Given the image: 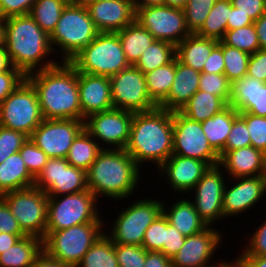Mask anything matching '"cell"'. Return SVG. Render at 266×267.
<instances>
[{"mask_svg": "<svg viewBox=\"0 0 266 267\" xmlns=\"http://www.w3.org/2000/svg\"><path fill=\"white\" fill-rule=\"evenodd\" d=\"M70 0H36L30 15L49 36L54 31L64 7Z\"/></svg>", "mask_w": 266, "mask_h": 267, "instance_id": "obj_39", "label": "cell"}, {"mask_svg": "<svg viewBox=\"0 0 266 267\" xmlns=\"http://www.w3.org/2000/svg\"><path fill=\"white\" fill-rule=\"evenodd\" d=\"M209 165L202 161L190 157H183L172 154L167 161H165L157 172L167 179V184L176 193L190 192L198 181L202 178L204 173L209 169ZM181 191V192H180Z\"/></svg>", "mask_w": 266, "mask_h": 267, "instance_id": "obj_22", "label": "cell"}, {"mask_svg": "<svg viewBox=\"0 0 266 267\" xmlns=\"http://www.w3.org/2000/svg\"><path fill=\"white\" fill-rule=\"evenodd\" d=\"M234 260L241 267H266V256H238Z\"/></svg>", "mask_w": 266, "mask_h": 267, "instance_id": "obj_60", "label": "cell"}, {"mask_svg": "<svg viewBox=\"0 0 266 267\" xmlns=\"http://www.w3.org/2000/svg\"><path fill=\"white\" fill-rule=\"evenodd\" d=\"M222 267H241L235 260L231 259L229 262H227Z\"/></svg>", "mask_w": 266, "mask_h": 267, "instance_id": "obj_68", "label": "cell"}, {"mask_svg": "<svg viewBox=\"0 0 266 267\" xmlns=\"http://www.w3.org/2000/svg\"><path fill=\"white\" fill-rule=\"evenodd\" d=\"M84 5L99 32L116 33L136 20L133 0H102Z\"/></svg>", "mask_w": 266, "mask_h": 267, "instance_id": "obj_21", "label": "cell"}, {"mask_svg": "<svg viewBox=\"0 0 266 267\" xmlns=\"http://www.w3.org/2000/svg\"><path fill=\"white\" fill-rule=\"evenodd\" d=\"M26 235L45 238L47 226L48 195L32 186L10 191L0 196Z\"/></svg>", "mask_w": 266, "mask_h": 267, "instance_id": "obj_11", "label": "cell"}, {"mask_svg": "<svg viewBox=\"0 0 266 267\" xmlns=\"http://www.w3.org/2000/svg\"><path fill=\"white\" fill-rule=\"evenodd\" d=\"M197 2H209V1H216V0H196Z\"/></svg>", "mask_w": 266, "mask_h": 267, "instance_id": "obj_70", "label": "cell"}, {"mask_svg": "<svg viewBox=\"0 0 266 267\" xmlns=\"http://www.w3.org/2000/svg\"><path fill=\"white\" fill-rule=\"evenodd\" d=\"M13 68L11 59L4 45L0 46V72L9 71Z\"/></svg>", "mask_w": 266, "mask_h": 267, "instance_id": "obj_64", "label": "cell"}, {"mask_svg": "<svg viewBox=\"0 0 266 267\" xmlns=\"http://www.w3.org/2000/svg\"><path fill=\"white\" fill-rule=\"evenodd\" d=\"M198 90L216 95L230 104V81L224 74L202 72Z\"/></svg>", "mask_w": 266, "mask_h": 267, "instance_id": "obj_43", "label": "cell"}, {"mask_svg": "<svg viewBox=\"0 0 266 267\" xmlns=\"http://www.w3.org/2000/svg\"><path fill=\"white\" fill-rule=\"evenodd\" d=\"M69 63L79 73L111 77L130 67L117 33L100 32Z\"/></svg>", "mask_w": 266, "mask_h": 267, "instance_id": "obj_6", "label": "cell"}, {"mask_svg": "<svg viewBox=\"0 0 266 267\" xmlns=\"http://www.w3.org/2000/svg\"><path fill=\"white\" fill-rule=\"evenodd\" d=\"M224 75L231 82L247 75L250 54L223 42Z\"/></svg>", "mask_w": 266, "mask_h": 267, "instance_id": "obj_40", "label": "cell"}, {"mask_svg": "<svg viewBox=\"0 0 266 267\" xmlns=\"http://www.w3.org/2000/svg\"><path fill=\"white\" fill-rule=\"evenodd\" d=\"M5 21L0 17V46L4 45Z\"/></svg>", "mask_w": 266, "mask_h": 267, "instance_id": "obj_67", "label": "cell"}, {"mask_svg": "<svg viewBox=\"0 0 266 267\" xmlns=\"http://www.w3.org/2000/svg\"><path fill=\"white\" fill-rule=\"evenodd\" d=\"M185 238L165 216V242L160 252L172 258L183 246Z\"/></svg>", "mask_w": 266, "mask_h": 267, "instance_id": "obj_52", "label": "cell"}, {"mask_svg": "<svg viewBox=\"0 0 266 267\" xmlns=\"http://www.w3.org/2000/svg\"><path fill=\"white\" fill-rule=\"evenodd\" d=\"M34 186L48 196L78 193L88 190L87 172L70 165L66 158H49Z\"/></svg>", "mask_w": 266, "mask_h": 267, "instance_id": "obj_16", "label": "cell"}, {"mask_svg": "<svg viewBox=\"0 0 266 267\" xmlns=\"http://www.w3.org/2000/svg\"><path fill=\"white\" fill-rule=\"evenodd\" d=\"M36 0H0V17L30 14Z\"/></svg>", "mask_w": 266, "mask_h": 267, "instance_id": "obj_54", "label": "cell"}, {"mask_svg": "<svg viewBox=\"0 0 266 267\" xmlns=\"http://www.w3.org/2000/svg\"><path fill=\"white\" fill-rule=\"evenodd\" d=\"M121 41L125 57L130 65H135L142 53L156 39L138 21H134L116 32Z\"/></svg>", "mask_w": 266, "mask_h": 267, "instance_id": "obj_31", "label": "cell"}, {"mask_svg": "<svg viewBox=\"0 0 266 267\" xmlns=\"http://www.w3.org/2000/svg\"><path fill=\"white\" fill-rule=\"evenodd\" d=\"M35 88L44 119L82 120L78 72L69 62L26 75Z\"/></svg>", "mask_w": 266, "mask_h": 267, "instance_id": "obj_1", "label": "cell"}, {"mask_svg": "<svg viewBox=\"0 0 266 267\" xmlns=\"http://www.w3.org/2000/svg\"><path fill=\"white\" fill-rule=\"evenodd\" d=\"M27 139L28 136L21 131L0 126V164L12 154L19 152Z\"/></svg>", "mask_w": 266, "mask_h": 267, "instance_id": "obj_47", "label": "cell"}, {"mask_svg": "<svg viewBox=\"0 0 266 267\" xmlns=\"http://www.w3.org/2000/svg\"><path fill=\"white\" fill-rule=\"evenodd\" d=\"M113 107L148 112L158 107L147 91L145 75L134 65L109 77Z\"/></svg>", "mask_w": 266, "mask_h": 267, "instance_id": "obj_14", "label": "cell"}, {"mask_svg": "<svg viewBox=\"0 0 266 267\" xmlns=\"http://www.w3.org/2000/svg\"><path fill=\"white\" fill-rule=\"evenodd\" d=\"M82 4H85V3H92V2H97V1H102V0H76Z\"/></svg>", "mask_w": 266, "mask_h": 267, "instance_id": "obj_69", "label": "cell"}, {"mask_svg": "<svg viewBox=\"0 0 266 267\" xmlns=\"http://www.w3.org/2000/svg\"><path fill=\"white\" fill-rule=\"evenodd\" d=\"M222 41L231 47L253 54L260 49L254 23L234 30H226Z\"/></svg>", "mask_w": 266, "mask_h": 267, "instance_id": "obj_41", "label": "cell"}, {"mask_svg": "<svg viewBox=\"0 0 266 267\" xmlns=\"http://www.w3.org/2000/svg\"><path fill=\"white\" fill-rule=\"evenodd\" d=\"M200 76V72L185 66L176 58L174 82L167 98L158 107L171 112L180 111L198 91Z\"/></svg>", "mask_w": 266, "mask_h": 267, "instance_id": "obj_26", "label": "cell"}, {"mask_svg": "<svg viewBox=\"0 0 266 267\" xmlns=\"http://www.w3.org/2000/svg\"><path fill=\"white\" fill-rule=\"evenodd\" d=\"M219 156V166L229 179L266 175V154L253 146L221 151Z\"/></svg>", "mask_w": 266, "mask_h": 267, "instance_id": "obj_24", "label": "cell"}, {"mask_svg": "<svg viewBox=\"0 0 266 267\" xmlns=\"http://www.w3.org/2000/svg\"><path fill=\"white\" fill-rule=\"evenodd\" d=\"M218 44V40L191 33L176 46V58L185 66L202 73L204 64Z\"/></svg>", "mask_w": 266, "mask_h": 267, "instance_id": "obj_28", "label": "cell"}, {"mask_svg": "<svg viewBox=\"0 0 266 267\" xmlns=\"http://www.w3.org/2000/svg\"><path fill=\"white\" fill-rule=\"evenodd\" d=\"M119 267H144L146 249L143 246L115 244Z\"/></svg>", "mask_w": 266, "mask_h": 267, "instance_id": "obj_46", "label": "cell"}, {"mask_svg": "<svg viewBox=\"0 0 266 267\" xmlns=\"http://www.w3.org/2000/svg\"><path fill=\"white\" fill-rule=\"evenodd\" d=\"M224 68L223 41L221 40L209 55L202 72L224 74Z\"/></svg>", "mask_w": 266, "mask_h": 267, "instance_id": "obj_57", "label": "cell"}, {"mask_svg": "<svg viewBox=\"0 0 266 267\" xmlns=\"http://www.w3.org/2000/svg\"><path fill=\"white\" fill-rule=\"evenodd\" d=\"M188 0H164V4L171 7L183 9Z\"/></svg>", "mask_w": 266, "mask_h": 267, "instance_id": "obj_66", "label": "cell"}, {"mask_svg": "<svg viewBox=\"0 0 266 267\" xmlns=\"http://www.w3.org/2000/svg\"><path fill=\"white\" fill-rule=\"evenodd\" d=\"M76 267H119L115 244L105 232L90 247Z\"/></svg>", "mask_w": 266, "mask_h": 267, "instance_id": "obj_38", "label": "cell"}, {"mask_svg": "<svg viewBox=\"0 0 266 267\" xmlns=\"http://www.w3.org/2000/svg\"><path fill=\"white\" fill-rule=\"evenodd\" d=\"M125 150L141 169L143 163L158 169L173 153V112L159 107L133 112Z\"/></svg>", "mask_w": 266, "mask_h": 267, "instance_id": "obj_2", "label": "cell"}, {"mask_svg": "<svg viewBox=\"0 0 266 267\" xmlns=\"http://www.w3.org/2000/svg\"><path fill=\"white\" fill-rule=\"evenodd\" d=\"M78 89L82 121L91 114L114 108L109 77L78 72Z\"/></svg>", "mask_w": 266, "mask_h": 267, "instance_id": "obj_23", "label": "cell"}, {"mask_svg": "<svg viewBox=\"0 0 266 267\" xmlns=\"http://www.w3.org/2000/svg\"><path fill=\"white\" fill-rule=\"evenodd\" d=\"M0 233L18 235L20 238L26 234L20 228L17 219L13 216L7 203L0 197Z\"/></svg>", "mask_w": 266, "mask_h": 267, "instance_id": "obj_53", "label": "cell"}, {"mask_svg": "<svg viewBox=\"0 0 266 267\" xmlns=\"http://www.w3.org/2000/svg\"><path fill=\"white\" fill-rule=\"evenodd\" d=\"M43 120L37 92L27 79L0 103V126L4 128L30 137Z\"/></svg>", "mask_w": 266, "mask_h": 267, "instance_id": "obj_10", "label": "cell"}, {"mask_svg": "<svg viewBox=\"0 0 266 267\" xmlns=\"http://www.w3.org/2000/svg\"><path fill=\"white\" fill-rule=\"evenodd\" d=\"M219 165L220 156L211 147L202 130L201 122L189 119L179 111L173 112V153Z\"/></svg>", "mask_w": 266, "mask_h": 267, "instance_id": "obj_12", "label": "cell"}, {"mask_svg": "<svg viewBox=\"0 0 266 267\" xmlns=\"http://www.w3.org/2000/svg\"><path fill=\"white\" fill-rule=\"evenodd\" d=\"M238 115L239 112L233 106L228 105L212 118L201 122L209 144L218 154L224 149L233 121Z\"/></svg>", "mask_w": 266, "mask_h": 267, "instance_id": "obj_32", "label": "cell"}, {"mask_svg": "<svg viewBox=\"0 0 266 267\" xmlns=\"http://www.w3.org/2000/svg\"><path fill=\"white\" fill-rule=\"evenodd\" d=\"M230 12V0H216L204 24L195 34L199 37L221 41L227 30L226 24Z\"/></svg>", "mask_w": 266, "mask_h": 267, "instance_id": "obj_36", "label": "cell"}, {"mask_svg": "<svg viewBox=\"0 0 266 267\" xmlns=\"http://www.w3.org/2000/svg\"><path fill=\"white\" fill-rule=\"evenodd\" d=\"M221 232L222 230L219 232L217 227L215 229V227L208 226L198 234L187 236L181 249L171 258L172 267H222L225 265L228 259L221 258V261L217 260L212 263L213 255L223 244Z\"/></svg>", "mask_w": 266, "mask_h": 267, "instance_id": "obj_17", "label": "cell"}, {"mask_svg": "<svg viewBox=\"0 0 266 267\" xmlns=\"http://www.w3.org/2000/svg\"><path fill=\"white\" fill-rule=\"evenodd\" d=\"M223 172L219 165L209 167L190 191L194 192L191 200L194 199L192 202L196 211L208 226H215V222L224 219L223 194L227 179Z\"/></svg>", "mask_w": 266, "mask_h": 267, "instance_id": "obj_19", "label": "cell"}, {"mask_svg": "<svg viewBox=\"0 0 266 267\" xmlns=\"http://www.w3.org/2000/svg\"><path fill=\"white\" fill-rule=\"evenodd\" d=\"M230 2L253 21L258 20L266 12L264 0H230Z\"/></svg>", "mask_w": 266, "mask_h": 267, "instance_id": "obj_56", "label": "cell"}, {"mask_svg": "<svg viewBox=\"0 0 266 267\" xmlns=\"http://www.w3.org/2000/svg\"><path fill=\"white\" fill-rule=\"evenodd\" d=\"M175 58V45L166 41L155 40L142 53L140 59L134 66L143 73H148L172 62Z\"/></svg>", "mask_w": 266, "mask_h": 267, "instance_id": "obj_37", "label": "cell"}, {"mask_svg": "<svg viewBox=\"0 0 266 267\" xmlns=\"http://www.w3.org/2000/svg\"><path fill=\"white\" fill-rule=\"evenodd\" d=\"M4 21V46L13 67L27 75L54 67L60 62L55 58V61L51 60V57L48 60L49 56L54 55L50 36L40 28L30 14L7 17Z\"/></svg>", "mask_w": 266, "mask_h": 267, "instance_id": "obj_3", "label": "cell"}, {"mask_svg": "<svg viewBox=\"0 0 266 267\" xmlns=\"http://www.w3.org/2000/svg\"><path fill=\"white\" fill-rule=\"evenodd\" d=\"M132 119L133 112L112 108L89 115L84 121V129L102 149H125Z\"/></svg>", "mask_w": 266, "mask_h": 267, "instance_id": "obj_13", "label": "cell"}, {"mask_svg": "<svg viewBox=\"0 0 266 267\" xmlns=\"http://www.w3.org/2000/svg\"><path fill=\"white\" fill-rule=\"evenodd\" d=\"M176 58L155 70L144 73L150 98L159 106L168 96L174 82Z\"/></svg>", "mask_w": 266, "mask_h": 267, "instance_id": "obj_35", "label": "cell"}, {"mask_svg": "<svg viewBox=\"0 0 266 267\" xmlns=\"http://www.w3.org/2000/svg\"><path fill=\"white\" fill-rule=\"evenodd\" d=\"M135 9L136 21L156 40L166 41L177 46L191 34L186 26L184 10L181 8L164 4Z\"/></svg>", "mask_w": 266, "mask_h": 267, "instance_id": "obj_15", "label": "cell"}, {"mask_svg": "<svg viewBox=\"0 0 266 267\" xmlns=\"http://www.w3.org/2000/svg\"><path fill=\"white\" fill-rule=\"evenodd\" d=\"M99 33L86 6L76 0H70L50 35V43L53 52L62 53L61 62H69Z\"/></svg>", "mask_w": 266, "mask_h": 267, "instance_id": "obj_5", "label": "cell"}, {"mask_svg": "<svg viewBox=\"0 0 266 267\" xmlns=\"http://www.w3.org/2000/svg\"><path fill=\"white\" fill-rule=\"evenodd\" d=\"M227 179L230 187L226 183L223 194L224 220L231 216L239 217V214L251 210V207L260 203L259 201L266 196V175L232 178L230 180L235 183L232 185L229 178Z\"/></svg>", "mask_w": 266, "mask_h": 267, "instance_id": "obj_20", "label": "cell"}, {"mask_svg": "<svg viewBox=\"0 0 266 267\" xmlns=\"http://www.w3.org/2000/svg\"><path fill=\"white\" fill-rule=\"evenodd\" d=\"M98 201L89 189L67 195L48 196L45 232L58 231L84 223H104L102 215H99L102 212L98 207L100 203Z\"/></svg>", "mask_w": 266, "mask_h": 267, "instance_id": "obj_8", "label": "cell"}, {"mask_svg": "<svg viewBox=\"0 0 266 267\" xmlns=\"http://www.w3.org/2000/svg\"><path fill=\"white\" fill-rule=\"evenodd\" d=\"M165 242V215L163 212L146 229L142 246L146 251L162 250Z\"/></svg>", "mask_w": 266, "mask_h": 267, "instance_id": "obj_48", "label": "cell"}, {"mask_svg": "<svg viewBox=\"0 0 266 267\" xmlns=\"http://www.w3.org/2000/svg\"><path fill=\"white\" fill-rule=\"evenodd\" d=\"M260 49H266V12L256 21H254Z\"/></svg>", "mask_w": 266, "mask_h": 267, "instance_id": "obj_62", "label": "cell"}, {"mask_svg": "<svg viewBox=\"0 0 266 267\" xmlns=\"http://www.w3.org/2000/svg\"><path fill=\"white\" fill-rule=\"evenodd\" d=\"M247 76L266 83V49L250 54Z\"/></svg>", "mask_w": 266, "mask_h": 267, "instance_id": "obj_55", "label": "cell"}, {"mask_svg": "<svg viewBox=\"0 0 266 267\" xmlns=\"http://www.w3.org/2000/svg\"><path fill=\"white\" fill-rule=\"evenodd\" d=\"M163 201L136 199L121 211L105 234L114 244L142 246L146 229L162 213ZM109 233H107V232Z\"/></svg>", "mask_w": 266, "mask_h": 267, "instance_id": "obj_9", "label": "cell"}, {"mask_svg": "<svg viewBox=\"0 0 266 267\" xmlns=\"http://www.w3.org/2000/svg\"><path fill=\"white\" fill-rule=\"evenodd\" d=\"M135 8L164 5V0H133Z\"/></svg>", "mask_w": 266, "mask_h": 267, "instance_id": "obj_65", "label": "cell"}, {"mask_svg": "<svg viewBox=\"0 0 266 267\" xmlns=\"http://www.w3.org/2000/svg\"><path fill=\"white\" fill-rule=\"evenodd\" d=\"M26 75L18 68L0 72V103H2L24 80Z\"/></svg>", "mask_w": 266, "mask_h": 267, "instance_id": "obj_51", "label": "cell"}, {"mask_svg": "<svg viewBox=\"0 0 266 267\" xmlns=\"http://www.w3.org/2000/svg\"><path fill=\"white\" fill-rule=\"evenodd\" d=\"M144 267H172L171 258L165 256L162 252L146 251Z\"/></svg>", "mask_w": 266, "mask_h": 267, "instance_id": "obj_59", "label": "cell"}, {"mask_svg": "<svg viewBox=\"0 0 266 267\" xmlns=\"http://www.w3.org/2000/svg\"><path fill=\"white\" fill-rule=\"evenodd\" d=\"M239 116L246 122L251 146L266 154V117L247 112H239Z\"/></svg>", "mask_w": 266, "mask_h": 267, "instance_id": "obj_45", "label": "cell"}, {"mask_svg": "<svg viewBox=\"0 0 266 267\" xmlns=\"http://www.w3.org/2000/svg\"><path fill=\"white\" fill-rule=\"evenodd\" d=\"M227 106L228 104L220 97L198 90L179 112L191 120L203 122Z\"/></svg>", "mask_w": 266, "mask_h": 267, "instance_id": "obj_33", "label": "cell"}, {"mask_svg": "<svg viewBox=\"0 0 266 267\" xmlns=\"http://www.w3.org/2000/svg\"><path fill=\"white\" fill-rule=\"evenodd\" d=\"M19 239L18 235L0 233V254L13 246Z\"/></svg>", "mask_w": 266, "mask_h": 267, "instance_id": "obj_63", "label": "cell"}, {"mask_svg": "<svg viewBox=\"0 0 266 267\" xmlns=\"http://www.w3.org/2000/svg\"><path fill=\"white\" fill-rule=\"evenodd\" d=\"M21 158L23 159L27 170L36 178L37 175L43 170L49 157L41 150L30 137L23 143L19 150Z\"/></svg>", "mask_w": 266, "mask_h": 267, "instance_id": "obj_42", "label": "cell"}, {"mask_svg": "<svg viewBox=\"0 0 266 267\" xmlns=\"http://www.w3.org/2000/svg\"><path fill=\"white\" fill-rule=\"evenodd\" d=\"M42 252L43 239L26 235L0 254V267H31Z\"/></svg>", "mask_w": 266, "mask_h": 267, "instance_id": "obj_29", "label": "cell"}, {"mask_svg": "<svg viewBox=\"0 0 266 267\" xmlns=\"http://www.w3.org/2000/svg\"><path fill=\"white\" fill-rule=\"evenodd\" d=\"M248 238L247 245L238 256H266V218Z\"/></svg>", "mask_w": 266, "mask_h": 267, "instance_id": "obj_50", "label": "cell"}, {"mask_svg": "<svg viewBox=\"0 0 266 267\" xmlns=\"http://www.w3.org/2000/svg\"><path fill=\"white\" fill-rule=\"evenodd\" d=\"M162 212L182 235L192 236L202 232L208 224L199 216L191 199H176L171 206L163 202Z\"/></svg>", "mask_w": 266, "mask_h": 267, "instance_id": "obj_27", "label": "cell"}, {"mask_svg": "<svg viewBox=\"0 0 266 267\" xmlns=\"http://www.w3.org/2000/svg\"><path fill=\"white\" fill-rule=\"evenodd\" d=\"M104 223H84L45 232L43 251L52 259L76 267L104 233Z\"/></svg>", "mask_w": 266, "mask_h": 267, "instance_id": "obj_7", "label": "cell"}, {"mask_svg": "<svg viewBox=\"0 0 266 267\" xmlns=\"http://www.w3.org/2000/svg\"><path fill=\"white\" fill-rule=\"evenodd\" d=\"M246 146H251V139L246 122L238 115L233 121L225 147L222 151H231Z\"/></svg>", "mask_w": 266, "mask_h": 267, "instance_id": "obj_49", "label": "cell"}, {"mask_svg": "<svg viewBox=\"0 0 266 267\" xmlns=\"http://www.w3.org/2000/svg\"><path fill=\"white\" fill-rule=\"evenodd\" d=\"M254 21L248 16L239 11L238 8H235L231 5L230 16L227 19V30H234L237 28H242L246 25L253 24Z\"/></svg>", "mask_w": 266, "mask_h": 267, "instance_id": "obj_58", "label": "cell"}, {"mask_svg": "<svg viewBox=\"0 0 266 267\" xmlns=\"http://www.w3.org/2000/svg\"><path fill=\"white\" fill-rule=\"evenodd\" d=\"M83 129L82 120L44 119L30 138L49 158H66L73 140Z\"/></svg>", "mask_w": 266, "mask_h": 267, "instance_id": "obj_18", "label": "cell"}, {"mask_svg": "<svg viewBox=\"0 0 266 267\" xmlns=\"http://www.w3.org/2000/svg\"><path fill=\"white\" fill-rule=\"evenodd\" d=\"M31 267H73V266L50 258L43 251L42 254L35 260V262L32 264Z\"/></svg>", "mask_w": 266, "mask_h": 267, "instance_id": "obj_61", "label": "cell"}, {"mask_svg": "<svg viewBox=\"0 0 266 267\" xmlns=\"http://www.w3.org/2000/svg\"><path fill=\"white\" fill-rule=\"evenodd\" d=\"M214 3L215 1L197 2L196 0H188L183 10L186 26L190 33H196L202 27Z\"/></svg>", "mask_w": 266, "mask_h": 267, "instance_id": "obj_44", "label": "cell"}, {"mask_svg": "<svg viewBox=\"0 0 266 267\" xmlns=\"http://www.w3.org/2000/svg\"><path fill=\"white\" fill-rule=\"evenodd\" d=\"M238 112L266 117V83L244 76L230 82V104Z\"/></svg>", "mask_w": 266, "mask_h": 267, "instance_id": "obj_25", "label": "cell"}, {"mask_svg": "<svg viewBox=\"0 0 266 267\" xmlns=\"http://www.w3.org/2000/svg\"><path fill=\"white\" fill-rule=\"evenodd\" d=\"M142 172L125 149H102L87 171V186L98 200H127L139 187Z\"/></svg>", "mask_w": 266, "mask_h": 267, "instance_id": "obj_4", "label": "cell"}, {"mask_svg": "<svg viewBox=\"0 0 266 267\" xmlns=\"http://www.w3.org/2000/svg\"><path fill=\"white\" fill-rule=\"evenodd\" d=\"M35 178L27 170L19 152L9 156L0 164V196L34 186Z\"/></svg>", "mask_w": 266, "mask_h": 267, "instance_id": "obj_30", "label": "cell"}, {"mask_svg": "<svg viewBox=\"0 0 266 267\" xmlns=\"http://www.w3.org/2000/svg\"><path fill=\"white\" fill-rule=\"evenodd\" d=\"M101 150L98 142L83 129L73 140L66 160L70 165L87 172Z\"/></svg>", "mask_w": 266, "mask_h": 267, "instance_id": "obj_34", "label": "cell"}]
</instances>
